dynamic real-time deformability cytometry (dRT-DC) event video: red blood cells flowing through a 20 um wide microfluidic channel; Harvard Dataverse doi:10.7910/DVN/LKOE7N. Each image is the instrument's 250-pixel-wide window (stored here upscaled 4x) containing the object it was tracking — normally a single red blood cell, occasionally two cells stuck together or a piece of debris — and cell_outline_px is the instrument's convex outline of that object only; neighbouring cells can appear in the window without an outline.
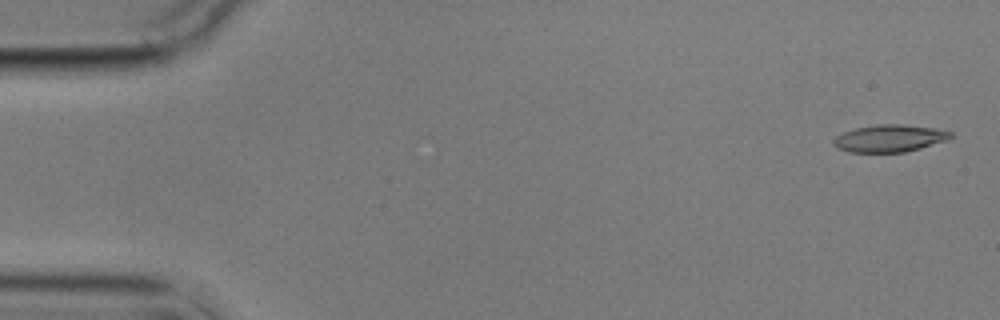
{"species": "common noctule bat (a hibernating species)", "species_latin": "Nyctalus noctula", "temperature_condition": "cold", "stored_images_in_passage": 6, "camera_frame_rate_fps": 3000, "um_per_image_px": 0.085, "animal": {"sex": "male", "body_mass_g": 17.9}, "frame": {"image": 1, "passage_image": 1, "time_ms": 0.0, "image_size_px": [1000, 320], "cell_outline_px": [[952, 136], [944, 140], [920, 148], [904, 152], [848, 152], [836, 148], [832, 144], [832, 140], [836, 136], [844, 132], [856, 128], [876, 124], [900, 124], [932, 128], [952, 132]], "centroid_in_image_um": [75.53, 11.76], "position_along_channel_um": 9.5, "area_um2": 18.38}}
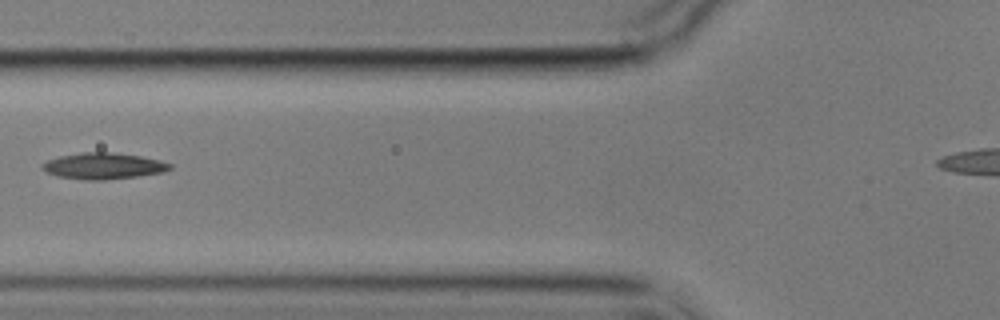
{"frame": {"image": 2, "passage_image": 6, "time_ms": 6.667, "image_size_px": [1000, 320], "cell_outline_px": [[172, 168], [164, 172], [136, 176], [104, 180], [84, 180], [56, 176], [40, 168], [40, 164], [48, 160], [60, 156], [80, 152], [112, 152], [140, 156], [160, 160], [172, 164]], "centroid_in_image_um": [8.77, 14.1], "position_along_channel_um": 117.0, "area_um2": 19.59}}